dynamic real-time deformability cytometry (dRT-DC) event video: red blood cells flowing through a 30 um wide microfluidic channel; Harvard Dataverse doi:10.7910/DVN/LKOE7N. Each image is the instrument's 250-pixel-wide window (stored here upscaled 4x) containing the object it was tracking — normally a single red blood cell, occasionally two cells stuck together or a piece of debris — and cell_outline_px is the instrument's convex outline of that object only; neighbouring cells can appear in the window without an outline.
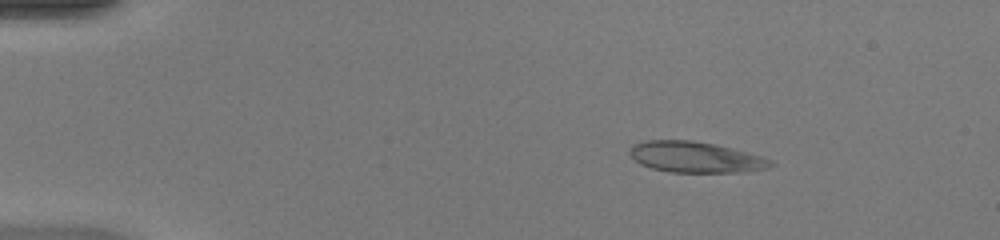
{"species": "common noctule bat (a hibernating species)", "species_latin": "Nyctalus noctula", "temperature_condition": "warm", "stored_images_in_passage": 49, "camera_frame_rate_fps": 3000, "um_per_image_px": 0.085, "animal": {"sex": "female", "body_mass_g": 20.0, "forearm_length_mm": 54.0}, "frame": {"image": 1, "passage_image": 8, "time_ms": 2.333, "image_size_px": [1000, 240], "cell_outline_px": [[776, 164], [768, 168], [744, 172], [672, 172], [652, 168], [640, 164], [628, 152], [632, 144], [644, 140], [692, 140], [716, 144], [732, 148], [760, 156], [772, 160]], "centroid_in_image_um": [59.12, 13.35], "position_along_channel_um": 25.9, "area_um2": 25.43}}
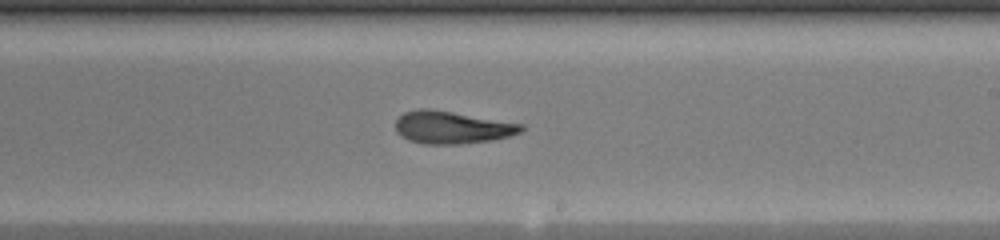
{"frame": {"image": 2, "passage_image": 30, "time_ms": 9.667, "image_size_px": [1000, 240], "cell_outline_px": [[524, 128], [520, 132], [508, 136], [492, 140], [460, 144], [424, 144], [408, 140], [400, 136], [396, 132], [396, 120], [404, 112], [416, 108], [428, 108], [524, 124]], "centroid_in_image_um": [38.38, 10.83], "position_along_channel_um": 250.6, "area_um2": 23.81}}
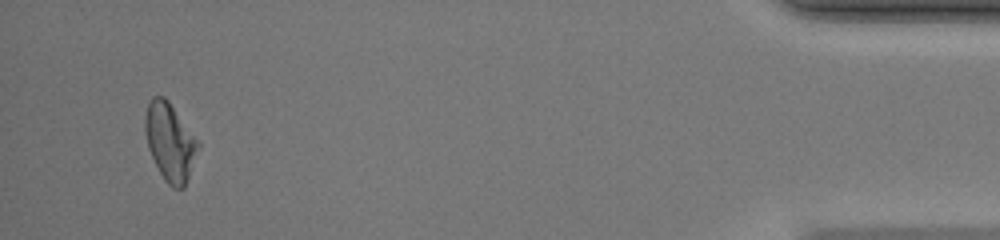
{"frame": {"image": 3, "passage_image": 47, "time_ms": 15.333, "image_size_px": [1000, 240], "cell_outline_px": [[200, 144], [184, 188], [172, 188], [164, 180], [148, 148], [144, 132], [144, 116], [148, 104], [152, 96], [164, 96], [168, 100], [200, 140]], "centroid_in_image_um": [14.45, 12.02], "position_along_channel_um": 420.8, "area_um2": 24.16}, "authors_computed_cell_mechanics": {"area_um2": 24.1604, "velocity_mm_per_s": 4.2465, "shape_relaxation_time_tau1_ms": null, "shape_relaxation_time_tau2_ms": 3.1456, "deformation_change_tau1": null, "deformation_change_tau2": 0.1097}}